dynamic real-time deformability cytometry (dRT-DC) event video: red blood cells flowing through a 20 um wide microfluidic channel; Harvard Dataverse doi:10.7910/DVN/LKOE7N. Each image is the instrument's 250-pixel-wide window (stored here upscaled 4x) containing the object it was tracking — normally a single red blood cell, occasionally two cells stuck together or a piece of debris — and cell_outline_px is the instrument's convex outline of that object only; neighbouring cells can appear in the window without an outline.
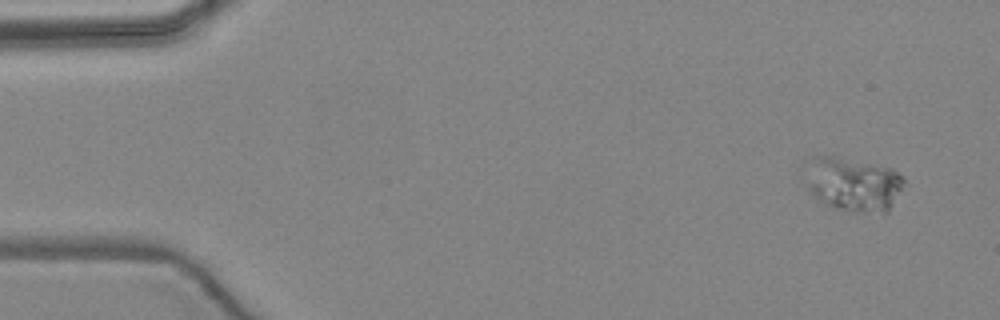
{"species": "common noctule bat (a hibernating species)", "species_latin": "Nyctalus noctula", "temperature_condition": "warm", "stored_images_in_passage": 5, "camera_frame_rate_fps": 3000, "um_per_image_px": 0.085, "animal": {"sex": "female", "body_mass_g": 24.6, "forearm_length_mm": 56.2}, "frame": {"image": 1, "passage_image": 1, "time_ms": 0.0, "image_size_px": [1000, 320], "cell_outline_px": [[908, 184], [888, 212], [884, 216], [860, 212], [840, 208], [828, 204], [812, 196], [808, 188], [812, 156], [836, 156], [892, 168]], "centroid_in_image_um": [72.66, 15.69], "position_along_channel_um": 12.3, "area_um2": 30.87}}